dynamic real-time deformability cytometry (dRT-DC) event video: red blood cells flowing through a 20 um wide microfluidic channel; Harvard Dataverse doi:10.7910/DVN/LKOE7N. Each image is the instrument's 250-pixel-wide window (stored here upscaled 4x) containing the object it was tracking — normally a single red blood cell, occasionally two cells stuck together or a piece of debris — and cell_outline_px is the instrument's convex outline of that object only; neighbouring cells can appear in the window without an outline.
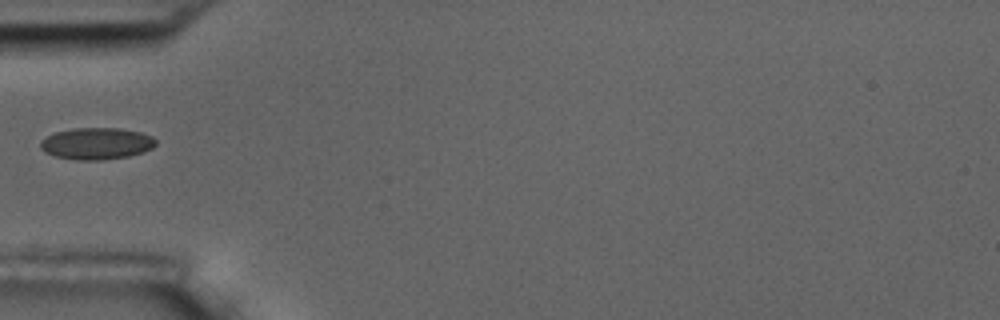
{"species": "common noctule bat (a hibernating species)", "species_latin": "Nyctalus noctula", "temperature_condition": "room temperature", "stored_images_in_passage": 7, "camera_frame_rate_fps": 3000, "um_per_image_px": 0.085, "animal": {"sex": "male", "body_mass_g": 17.5, "forearm_length_mm": 52.3}, "frame": {"image": 1, "passage_image": 4, "time_ms": 3.333, "image_size_px": [1000, 320], "cell_outline_px": [[156, 144], [152, 148], [144, 152], [128, 156], [100, 160], [76, 160], [56, 156], [44, 152], [40, 148], [40, 140], [56, 132], [72, 128], [120, 128], [140, 132], [152, 136], [156, 140]], "centroid_in_image_um": [8.21, 12.2], "position_along_channel_um": 76.8, "area_um2": 21.39}}
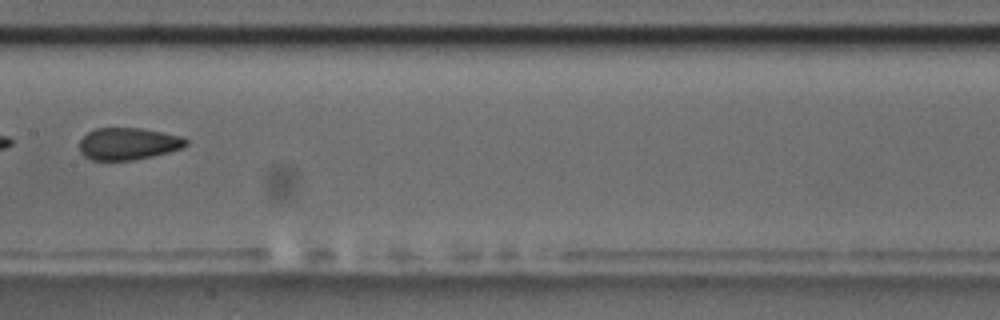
{"frame": {"image": 2, "passage_image": 7, "time_ms": 6.667, "image_size_px": [1000, 320], "cell_outline_px": [[188, 144], [180, 148], [168, 152], [152, 156], [132, 160], [92, 160], [84, 156], [80, 152], [80, 140], [88, 132], [96, 128], [140, 128], [184, 136], [188, 140]], "centroid_in_image_um": [10.9, 12.21], "position_along_channel_um": 196.5, "area_um2": 19.88}}